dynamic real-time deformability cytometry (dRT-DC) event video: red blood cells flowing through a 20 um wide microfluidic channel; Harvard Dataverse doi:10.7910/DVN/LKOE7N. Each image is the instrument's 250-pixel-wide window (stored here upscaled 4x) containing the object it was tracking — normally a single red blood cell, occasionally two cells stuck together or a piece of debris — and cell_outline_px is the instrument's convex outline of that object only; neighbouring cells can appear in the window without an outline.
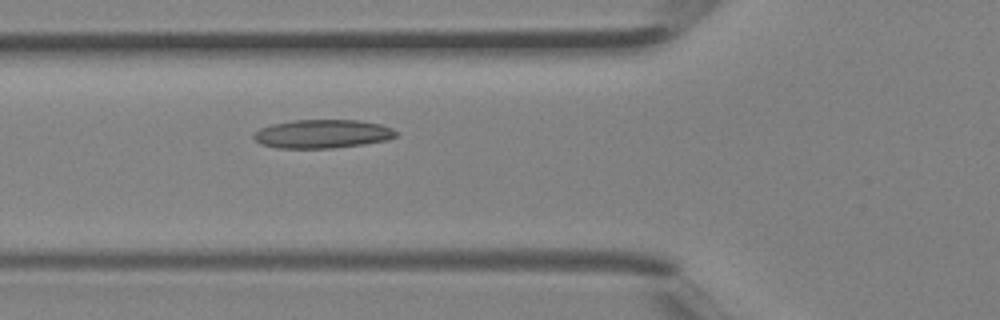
{"species": "Egyptian fruit bat (a non-hibernating species)", "species_latin": "Rousettus aegyptiacus", "temperature_condition": "room temperature", "stored_images_in_passage": 5, "camera_frame_rate_fps": 3000, "um_per_image_px": 0.085, "animal": {"sex": "female"}, "frame": {"image": 1, "passage_image": 5, "time_ms": 1.333, "image_size_px": [1000, 320], "cell_outline_px": [[396, 136], [388, 140], [364, 144], [332, 148], [280, 148], [260, 144], [252, 136], [260, 128], [272, 124], [292, 120], [360, 120], [380, 124], [392, 128], [396, 132]], "centroid_in_image_um": [27.41, 11.38], "position_along_channel_um": 98.4, "area_um2": 23.7}}